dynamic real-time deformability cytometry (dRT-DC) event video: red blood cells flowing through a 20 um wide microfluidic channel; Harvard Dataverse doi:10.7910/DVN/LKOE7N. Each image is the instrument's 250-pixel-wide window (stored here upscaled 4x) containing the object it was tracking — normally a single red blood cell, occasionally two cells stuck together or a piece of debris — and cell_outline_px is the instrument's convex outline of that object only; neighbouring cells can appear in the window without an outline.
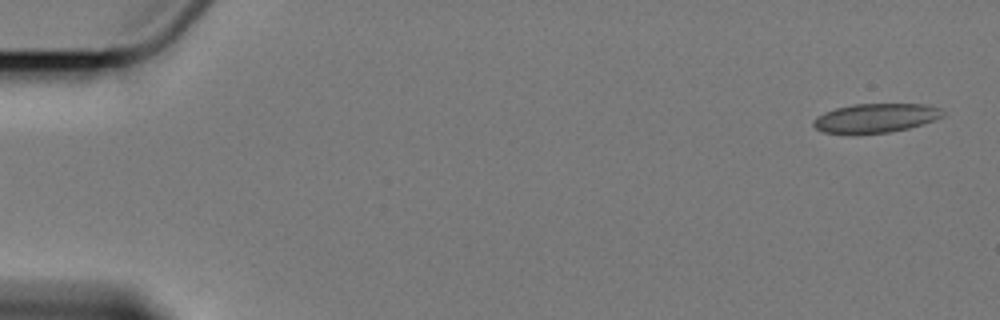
{"species": "Egyptian fruit bat (a non-hibernating species)", "species_latin": "Rousettus aegyptiacus", "temperature_condition": "cold", "stored_images_in_passage": 5, "camera_frame_rate_fps": 3000, "um_per_image_px": 0.085, "animal": {"sex": "female"}, "frame": {"image": 1, "passage_image": 1, "time_ms": 0.0, "image_size_px": [1000, 320], "cell_outline_px": [[944, 116], [908, 128], [888, 132], [824, 132], [816, 128], [812, 124], [812, 120], [816, 116], [824, 112], [836, 108], [852, 104], [924, 104], [940, 108], [944, 112]], "centroid_in_image_um": [74.42, 10.0], "position_along_channel_um": 10.6, "area_um2": 21.39}}